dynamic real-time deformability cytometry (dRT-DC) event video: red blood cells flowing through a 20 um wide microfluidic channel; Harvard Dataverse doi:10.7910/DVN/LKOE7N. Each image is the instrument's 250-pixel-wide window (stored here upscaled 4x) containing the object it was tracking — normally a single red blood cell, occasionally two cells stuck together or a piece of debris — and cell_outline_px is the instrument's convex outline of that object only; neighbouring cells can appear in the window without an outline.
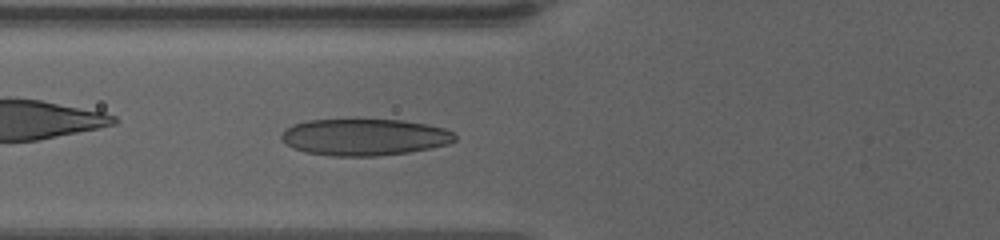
{"species": "human", "species_latin": "Homo sapiens", "temperature_condition": "warm", "stored_images_in_passage": 61, "camera_frame_rate_fps": 3000, "um_per_image_px": 0.085, "donor": {"sex": "female"}, "frame": {"image": 1, "passage_image": 25, "time_ms": 8.0, "image_size_px": [1000, 240], "cell_outline_px": [[456, 140], [448, 144], [432, 148], [408, 152], [376, 156], [332, 156], [304, 152], [292, 148], [280, 136], [292, 124], [308, 120], [352, 116], [356, 116], [404, 120], [428, 124], [444, 128], [452, 132], [456, 136]], "centroid_in_image_um": [30.97, 11.6], "position_along_channel_um": 94.8, "area_um2": 38.49}}
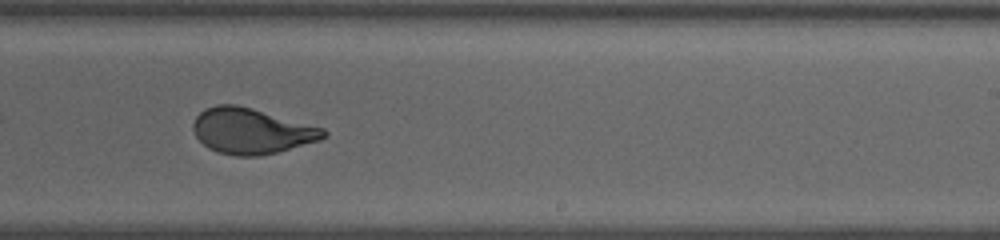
{"frame": {"image": 2, "passage_image": 40, "time_ms": 13.0, "image_size_px": [1000, 240], "cell_outline_px": [[328, 136], [320, 140], [276, 152], [260, 156], [236, 156], [216, 152], [208, 148], [196, 136], [192, 128], [192, 124], [196, 116], [204, 108], [216, 104], [236, 104], [252, 108], [324, 128], [328, 132]], "centroid_in_image_um": [21.36, 11.13], "position_along_channel_um": 267.6, "area_um2": 34.74}}
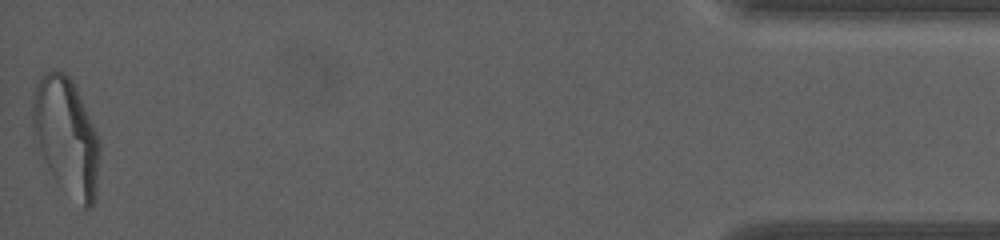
{"frame": {"image": 3, "passage_image": 61, "time_ms": 20.0, "image_size_px": [1000, 240], "cell_outline_px": [[100, 156], [96, 196], [92, 208], [84, 212], [56, 180], [48, 168], [36, 148], [32, 132], [32, 92], [40, 76], [44, 72], [52, 68], [56, 68], [64, 72], [72, 80], [76, 88], [100, 140]], "centroid_in_image_um": [5.62, 11.61], "position_along_channel_um": 429.6, "area_um2": 46.88}, "authors_computed_cell_mechanics": {"area_um2": 35.8938, "velocity_mm_per_s": 3.4536, "shape_relaxation_time_tau1_ms": 7.7076, "shape_relaxation_time_tau2_ms": null, "deformation_change_tau1": 0.2688, "deformation_change_tau2": null}}